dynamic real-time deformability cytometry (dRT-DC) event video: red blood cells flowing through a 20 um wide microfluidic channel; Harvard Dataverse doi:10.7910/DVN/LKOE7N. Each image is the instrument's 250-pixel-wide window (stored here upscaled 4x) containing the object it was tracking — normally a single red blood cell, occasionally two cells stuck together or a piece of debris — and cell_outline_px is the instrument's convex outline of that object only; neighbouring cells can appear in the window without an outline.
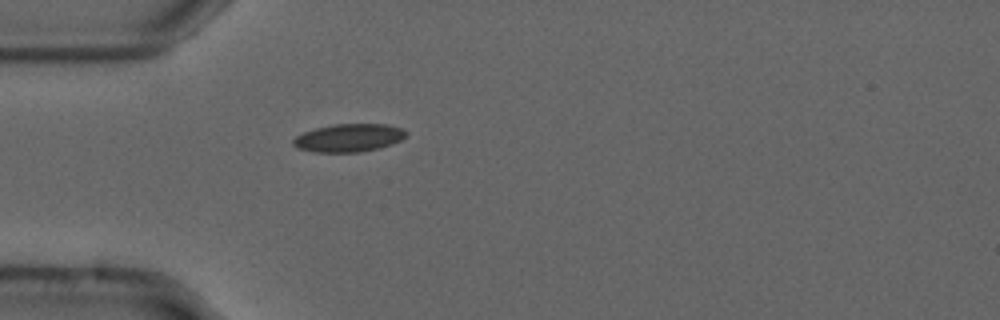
{"species": "common noctule bat (a hibernating species)", "species_latin": "Nyctalus noctula", "temperature_condition": "cold", "stored_images_in_passage": 3, "camera_frame_rate_fps": 3000, "um_per_image_px": 0.085, "animal": {"sex": "male", "forearm_length_mm": 52.5}, "frame": {"image": 1, "passage_image": 1, "time_ms": 0.0, "image_size_px": [1000, 320], "cell_outline_px": [[408, 132], [400, 140], [392, 144], [380, 148], [360, 152], [312, 152], [296, 148], [292, 144], [292, 140], [296, 136], [304, 132], [316, 128], [332, 124], [388, 124], [400, 128]], "centroid_in_image_um": [29.62, 11.72], "position_along_channel_um": 55.4, "area_um2": 18.5}}